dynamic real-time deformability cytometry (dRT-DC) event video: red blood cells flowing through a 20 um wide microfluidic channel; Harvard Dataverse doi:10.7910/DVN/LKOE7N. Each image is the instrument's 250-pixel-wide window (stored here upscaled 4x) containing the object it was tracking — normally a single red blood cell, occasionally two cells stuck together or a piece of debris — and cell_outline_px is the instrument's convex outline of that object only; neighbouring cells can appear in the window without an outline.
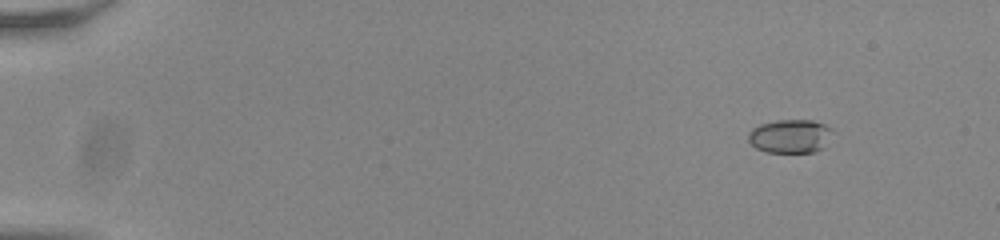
{"species": "common noctule bat (a hibernating species)", "species_latin": "Nyctalus noctula", "temperature_condition": "room temperature", "stored_images_in_passage": 50, "camera_frame_rate_fps": 3000, "um_per_image_px": 0.085, "animal": {"sex": "male", "body_mass_g": 20.0, "forearm_length_mm": 53.3}, "frame": {"image": 1, "passage_image": 1, "time_ms": 0.0, "image_size_px": [1000, 240], "cell_outline_px": [[836, 132], [824, 148], [816, 152], [768, 152], [756, 148], [748, 140], [748, 132], [752, 128], [760, 124], [776, 120], [812, 120], [824, 124], [832, 128]], "centroid_in_image_um": [67.23, 11.57], "position_along_channel_um": 17.8, "area_um2": 16.88}}
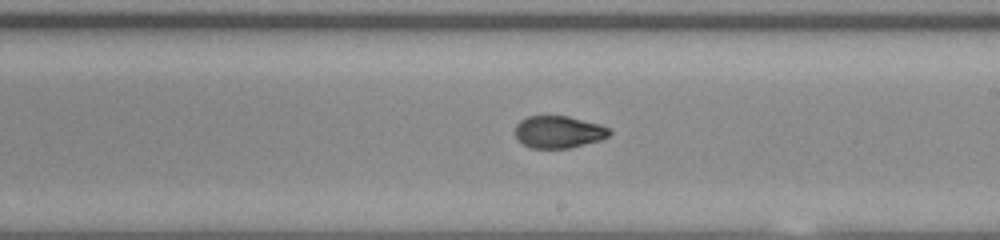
{"frame": {"image": 2, "passage_image": 29, "time_ms": 9.333, "image_size_px": [1000, 240], "cell_outline_px": [[612, 132], [608, 136], [600, 140], [568, 148], [532, 148], [520, 144], [516, 140], [516, 124], [520, 120], [528, 116], [568, 116], [600, 124], [608, 128]], "centroid_in_image_um": [47.45, 11.22], "position_along_channel_um": 241.6, "area_um2": 17.74}}
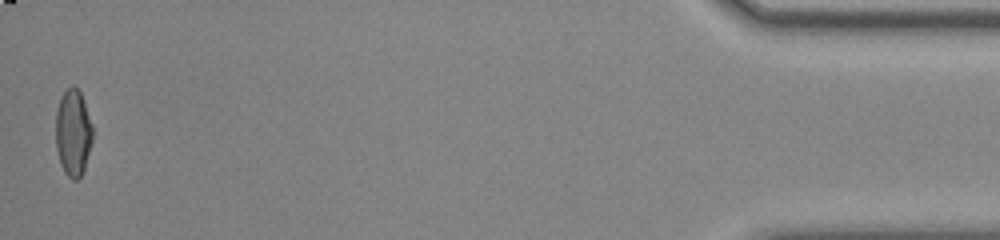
{"frame": {"image": 3, "passage_image": 50, "time_ms": 16.333, "image_size_px": [1000, 240], "cell_outline_px": [[92, 140], [84, 168], [80, 176], [76, 180], [72, 180], [64, 172], [60, 164], [56, 148], [56, 112], [60, 100], [64, 92], [72, 84], [80, 92], [92, 124]], "centroid_in_image_um": [6.2, 11.3], "position_along_channel_um": 429.0, "area_um2": 18.38}, "authors_computed_cell_mechanics": {"area_um2": 18.2359, "velocity_mm_per_s": 3.8344, "shape_relaxation_time_tau1_ms": null, "shape_relaxation_time_tau2_ms": 1.2486, "deformation_change_tau1": null, "deformation_change_tau2": 0.0571}}